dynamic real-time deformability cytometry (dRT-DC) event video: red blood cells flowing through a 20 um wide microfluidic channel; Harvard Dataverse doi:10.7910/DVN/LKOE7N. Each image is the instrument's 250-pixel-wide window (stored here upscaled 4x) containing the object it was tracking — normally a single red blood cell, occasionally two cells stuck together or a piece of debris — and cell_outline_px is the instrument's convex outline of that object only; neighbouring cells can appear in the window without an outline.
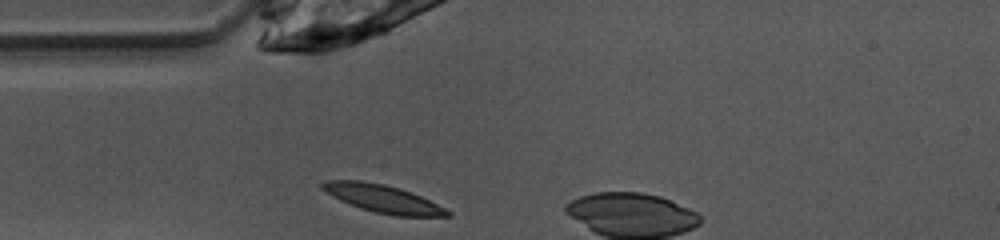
{"species": "common noctule bat (a hibernating species)", "species_latin": "Nyctalus noctula", "temperature_condition": "warm", "stored_images_in_passage": 4, "camera_frame_rate_fps": 3000, "um_per_image_px": 0.085, "animal": {"sex": "female", "body_mass_g": 10.0, "forearm_length_mm": 53.1}, "frame": {"image": 1, "passage_image": 1, "time_ms": 0.0, "image_size_px": [1000, 240], "cell_outline_px": [[452, 216], [392, 216], [360, 208], [340, 200], [332, 196], [320, 188], [320, 184], [324, 180], [364, 180], [384, 184], [400, 188], [412, 192], [452, 212]], "centroid_in_image_um": [32.51, 16.88], "position_along_channel_um": 52.5, "area_um2": 20.29}}